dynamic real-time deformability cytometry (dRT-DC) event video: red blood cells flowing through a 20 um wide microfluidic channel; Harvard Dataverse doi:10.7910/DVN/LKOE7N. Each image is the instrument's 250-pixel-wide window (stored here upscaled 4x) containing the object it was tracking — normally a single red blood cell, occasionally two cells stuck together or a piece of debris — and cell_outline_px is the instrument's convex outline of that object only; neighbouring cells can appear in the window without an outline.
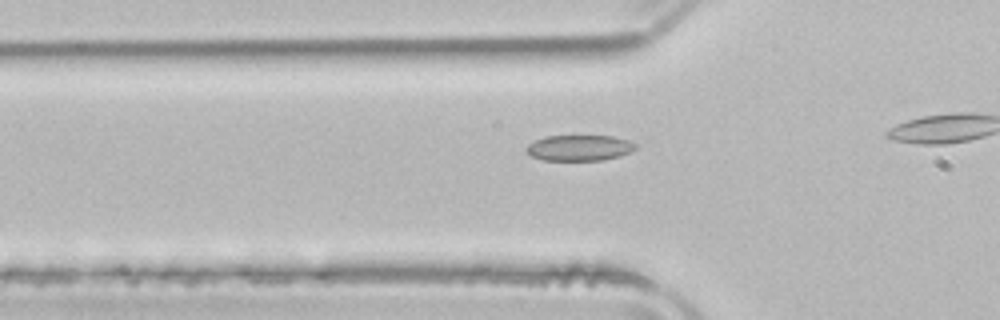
{"species": "common noctule bat (a hibernating species)", "species_latin": "Nyctalus noctula", "temperature_condition": "room temperature", "stored_images_in_passage": 10, "camera_frame_rate_fps": 3000, "um_per_image_px": 0.085, "animal": {"sex": "male", "body_mass_g": 21.5, "forearm_length_mm": 52.0}, "frame": {"image": 1, "passage_image": 2, "time_ms": 0.333, "image_size_px": [1000, 320], "cell_outline_px": [[636, 148], [632, 152], [620, 156], [604, 160], [544, 160], [532, 156], [524, 148], [528, 144], [544, 136], [612, 136], [628, 140], [636, 144]], "centroid_in_image_um": [49.26, 12.57], "position_along_channel_um": 76.5, "area_um2": 16.42}}
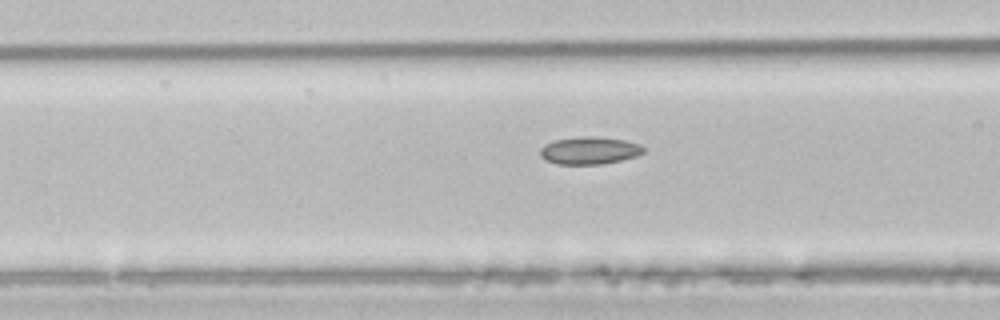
{"frame": {"image": 2, "passage_image": 5, "time_ms": 1.333, "image_size_px": [1000, 320], "cell_outline_px": [[644, 152], [636, 156], [620, 160], [600, 164], [556, 164], [544, 160], [540, 156], [540, 148], [544, 144], [556, 140], [584, 136], [592, 136], [624, 140], [640, 144], [644, 148]], "centroid_in_image_um": [50.07, 12.8], "position_along_channel_um": 116.5, "area_um2": 16.47}}
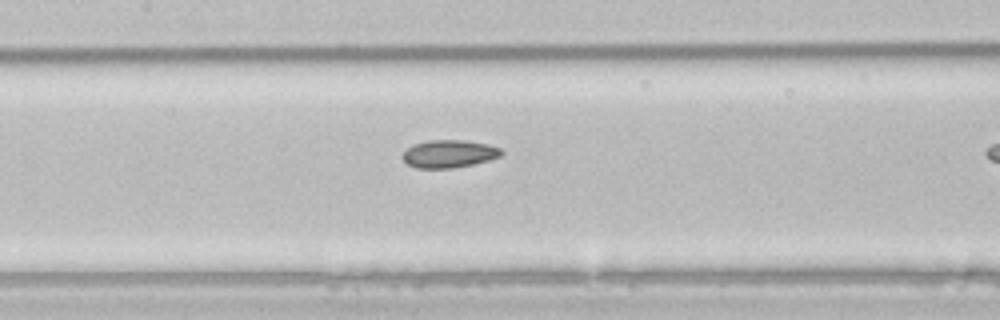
{"frame": {"image": 3, "passage_image": 9, "time_ms": 2.667, "image_size_px": [1000, 320], "cell_outline_px": [[504, 152], [500, 156], [488, 160], [472, 164], [452, 168], [416, 168], [408, 164], [400, 156], [412, 144], [428, 140], [468, 140], [488, 144], [500, 148]], "centroid_in_image_um": [38.16, 13.06], "position_along_channel_um": 169.2, "area_um2": 16.01}}